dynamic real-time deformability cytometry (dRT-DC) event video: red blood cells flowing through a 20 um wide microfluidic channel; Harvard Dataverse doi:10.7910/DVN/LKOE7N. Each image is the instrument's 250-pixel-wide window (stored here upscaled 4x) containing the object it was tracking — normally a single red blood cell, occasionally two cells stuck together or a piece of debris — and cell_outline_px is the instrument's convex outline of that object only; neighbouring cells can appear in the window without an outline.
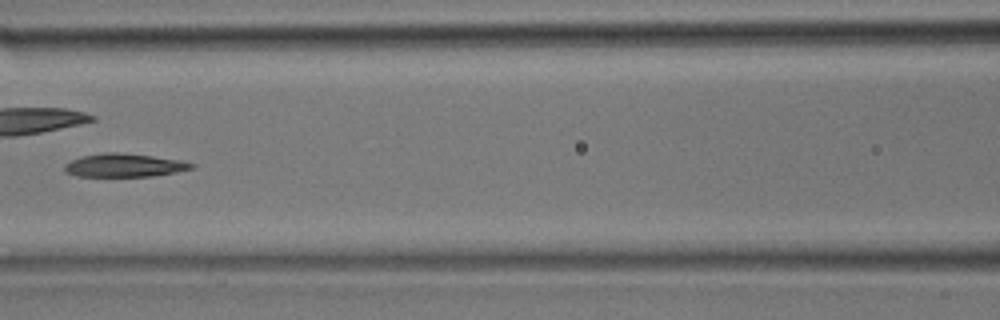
{"species": "common noctule bat (a hibernating species)", "species_latin": "Nyctalus noctula", "temperature_condition": "room temperature", "stored_images_in_passage": 31, "camera_frame_rate_fps": 3000, "um_per_image_px": 0.085, "animal": {"sex": "male", "body_mass_g": 17.9}, "frame": {"image": 1, "passage_image": 14, "time_ms": 4.333, "image_size_px": [1000, 320], "cell_outline_px": [[196, 164], [192, 168], [176, 172], [152, 176], [76, 176], [64, 172], [64, 164], [80, 156], [104, 152], [116, 152], [152, 156], [180, 160]], "centroid_in_image_um": [10.52, 14.05], "position_along_channel_um": 156.1, "area_um2": 17.22}}
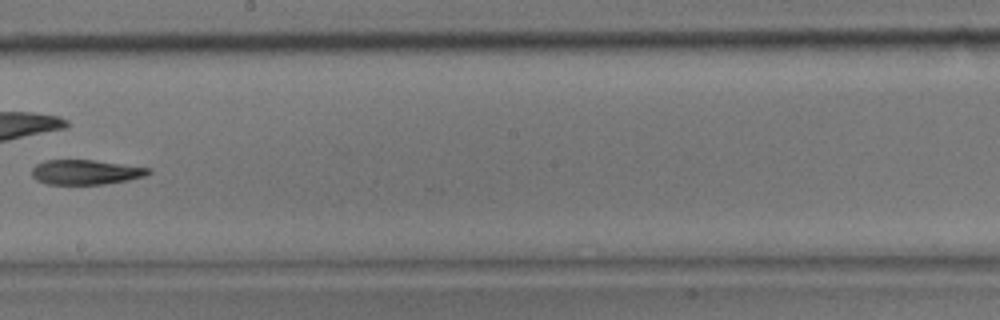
{"frame": {"image": 2, "passage_image": 18, "time_ms": 5.667, "image_size_px": [1000, 320], "cell_outline_px": [[152, 172], [144, 176], [128, 180], [104, 184], [48, 184], [36, 180], [32, 176], [32, 168], [36, 164], [44, 160], [92, 160], [152, 168]], "centroid_in_image_um": [7.28, 14.63], "position_along_channel_um": 240.9, "area_um2": 16.82}}